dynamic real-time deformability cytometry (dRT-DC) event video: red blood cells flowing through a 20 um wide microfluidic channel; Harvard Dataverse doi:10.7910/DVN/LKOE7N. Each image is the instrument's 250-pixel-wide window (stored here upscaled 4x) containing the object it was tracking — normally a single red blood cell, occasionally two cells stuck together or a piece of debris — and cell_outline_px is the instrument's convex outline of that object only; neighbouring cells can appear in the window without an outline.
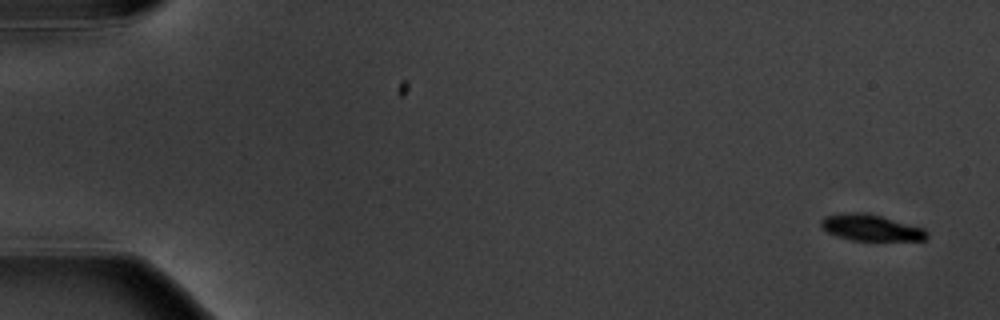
{"species": "common noctule bat (a hibernating species)", "species_latin": "Nyctalus noctula", "temperature_condition": "warm", "stored_images_in_passage": 5, "camera_frame_rate_fps": 3000, "um_per_image_px": 0.085, "animal": {"sex": "male", "body_mass_g": 20.1, "forearm_length_mm": 53.5}, "frame": {"image": 1, "passage_image": 1, "time_ms": 0.0, "image_size_px": [1000, 320], "cell_outline_px": [[928, 236], [924, 240], [852, 240], [828, 232], [820, 224], [820, 220], [824, 216], [852, 212], [868, 212], [924, 228], [928, 232]], "centroid_in_image_um": [74.05, 19.34], "position_along_channel_um": 10.9, "area_um2": 16.07}}
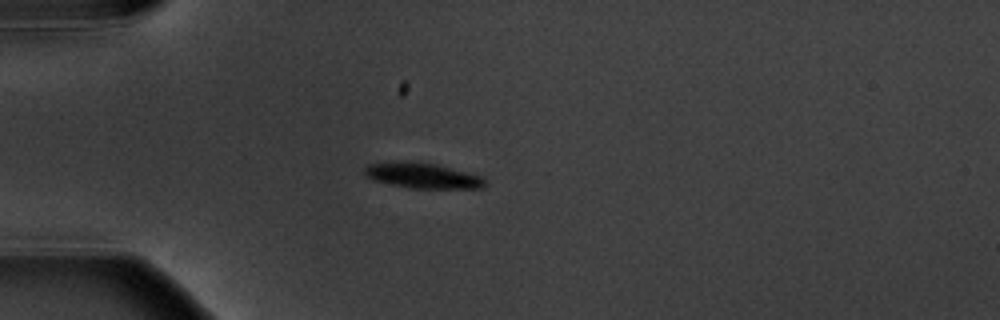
{"frame": {"image": 2, "passage_image": 5, "time_ms": 4.667, "image_size_px": [1000, 320], "cell_outline_px": [[488, 184], [484, 188], [408, 188], [372, 180], [364, 176], [364, 168], [368, 164], [392, 160], [408, 160], [436, 164], [480, 176], [488, 180]], "centroid_in_image_um": [35.86, 14.91], "position_along_channel_um": 49.1, "area_um2": 18.26}}